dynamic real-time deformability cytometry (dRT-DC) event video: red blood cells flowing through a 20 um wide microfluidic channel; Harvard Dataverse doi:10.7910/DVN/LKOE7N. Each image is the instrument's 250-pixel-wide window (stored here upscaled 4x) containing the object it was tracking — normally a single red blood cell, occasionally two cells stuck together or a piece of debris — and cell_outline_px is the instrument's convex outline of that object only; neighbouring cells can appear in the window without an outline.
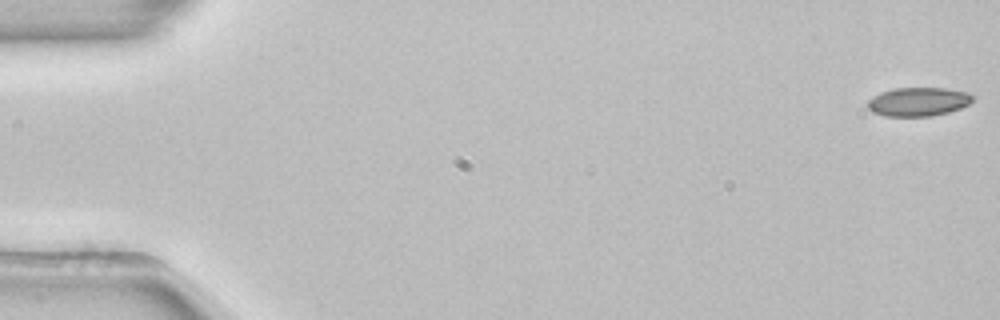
{"species": "common noctule bat (a hibernating species)", "species_latin": "Nyctalus noctula", "temperature_condition": "room temperature", "stored_images_in_passage": 54, "camera_frame_rate_fps": 3000, "um_per_image_px": 0.085, "animal": {"sex": "female", "body_mass_g": 22.7, "forearm_length_mm": 54.2}, "frame": {"image": 1, "passage_image": 1, "time_ms": 0.0, "image_size_px": [1000, 320], "cell_outline_px": [[972, 100], [968, 104], [960, 108], [948, 112], [932, 116], [884, 116], [872, 112], [868, 108], [868, 100], [872, 96], [880, 92], [892, 88], [944, 88], [968, 92], [972, 96]], "centroid_in_image_um": [78.01, 8.64], "position_along_channel_um": 7.0, "area_um2": 17.63}}
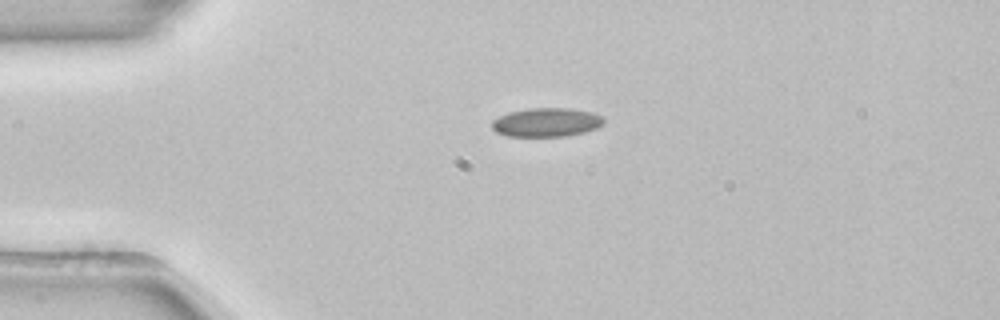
{"frame": {"image": 2, "passage_image": 13, "time_ms": 4.0, "image_size_px": [1000, 320], "cell_outline_px": [[604, 124], [596, 128], [584, 132], [568, 136], [508, 136], [496, 132], [492, 128], [492, 120], [508, 112], [528, 108], [568, 108], [592, 112], [604, 116]], "centroid_in_image_um": [46.47, 10.39], "position_along_channel_um": 38.5, "area_um2": 18.9}}
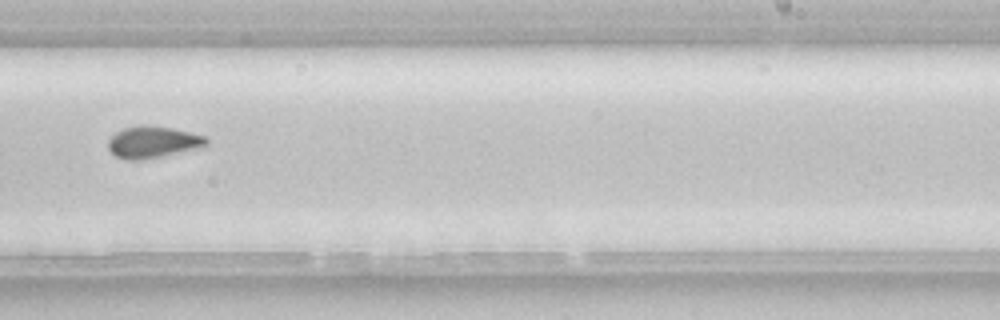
{"frame": {"image": 3, "passage_image": 34, "time_ms": 11.0, "image_size_px": [1000, 320], "cell_outline_px": [[208, 144], [204, 148], [140, 160], [128, 160], [116, 156], [108, 148], [108, 140], [116, 132], [124, 128], [136, 124], [148, 124], [172, 128], [204, 136], [208, 140]], "centroid_in_image_um": [13.01, 12.07], "position_along_channel_um": 276.0, "area_um2": 18.38}, "authors_computed_cell_mechanics": {"area_um2": 18.3804, "velocity_mm_per_s": 3.8603, "shape_relaxation_time_tau1_ms": 8.7506, "shape_relaxation_time_tau2_ms": null, "deformation_change_tau1": 0.1357, "deformation_change_tau2": null}}